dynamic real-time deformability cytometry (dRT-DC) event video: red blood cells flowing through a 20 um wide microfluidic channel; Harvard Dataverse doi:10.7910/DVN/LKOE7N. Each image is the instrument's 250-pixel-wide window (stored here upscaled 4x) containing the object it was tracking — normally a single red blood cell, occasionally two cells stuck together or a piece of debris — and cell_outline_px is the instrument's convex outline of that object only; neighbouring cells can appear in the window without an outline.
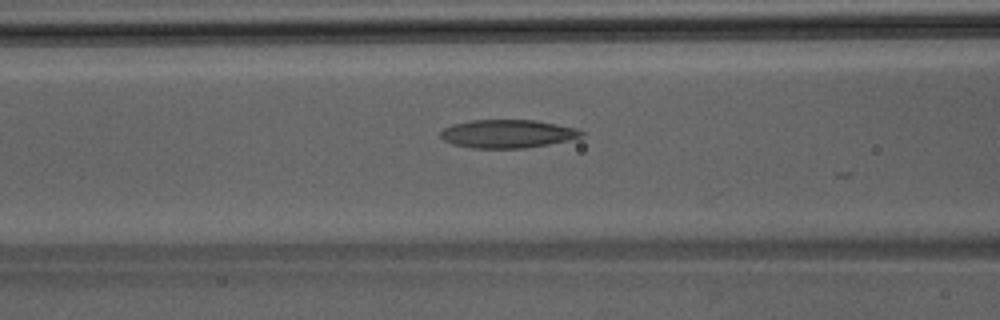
{"species": "Egyptian fruit bat (a non-hibernating species)", "species_latin": "Rousettus aegyptiacus", "temperature_condition": "room temperature", "stored_images_in_passage": 10, "camera_frame_rate_fps": 3000, "um_per_image_px": 0.085, "animal": {"sex": "male"}, "frame": {"image": 1, "passage_image": 8, "time_ms": 2.333, "image_size_px": [1000, 320], "cell_outline_px": [[584, 136], [568, 140], [548, 144], [524, 148], [472, 148], [452, 144], [444, 140], [440, 136], [440, 132], [444, 128], [452, 124], [472, 120], [536, 120], [576, 128], [584, 132]], "centroid_in_image_um": [43.13, 11.37], "position_along_channel_um": 123.5, "area_um2": 23.18}}